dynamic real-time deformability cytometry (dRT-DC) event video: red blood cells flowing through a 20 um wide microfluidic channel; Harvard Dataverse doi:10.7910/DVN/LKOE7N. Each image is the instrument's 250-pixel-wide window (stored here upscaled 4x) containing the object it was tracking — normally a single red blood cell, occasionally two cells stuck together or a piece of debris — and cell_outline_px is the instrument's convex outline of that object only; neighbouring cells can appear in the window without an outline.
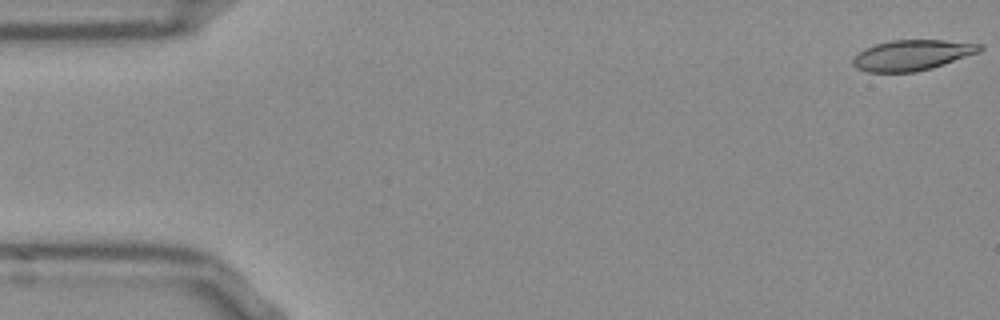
{"species": "Egyptian fruit bat (a non-hibernating species)", "species_latin": "Rousettus aegyptiacus", "temperature_condition": "room temperature", "stored_images_in_passage": 53, "camera_frame_rate_fps": 3000, "um_per_image_px": 0.085, "frame": {"image": 1, "passage_image": 1, "time_ms": 0.0, "image_size_px": [1000, 320], "cell_outline_px": [[984, 48], [980, 52], [932, 68], [916, 72], [864, 72], [856, 68], [852, 64], [852, 60], [864, 48], [876, 44], [892, 40], [944, 40], [984, 44]], "centroid_in_image_um": [77.55, 4.69], "position_along_channel_um": 7.4, "area_um2": 22.66}}
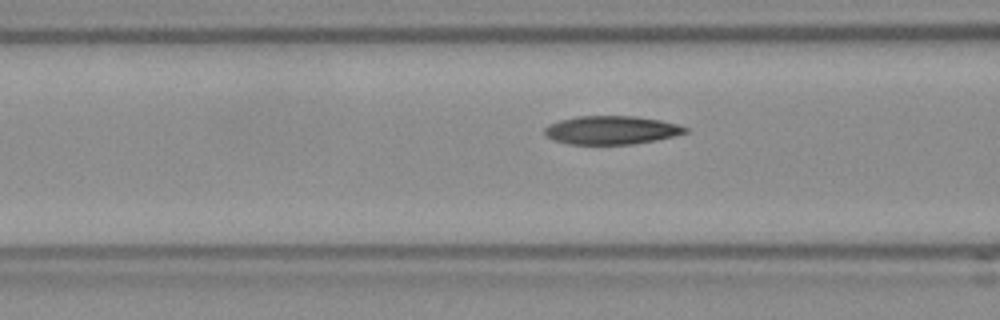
{"frame": {"image": 2, "passage_image": 20, "time_ms": 6.333, "image_size_px": [1000, 320], "cell_outline_px": [[688, 132], [656, 140], [632, 144], [568, 144], [552, 140], [544, 132], [544, 128], [548, 124], [560, 120], [576, 116], [632, 116], [660, 120], [676, 124], [688, 128]], "centroid_in_image_um": [51.93, 11.06], "position_along_channel_um": 114.7, "area_um2": 23.24}}
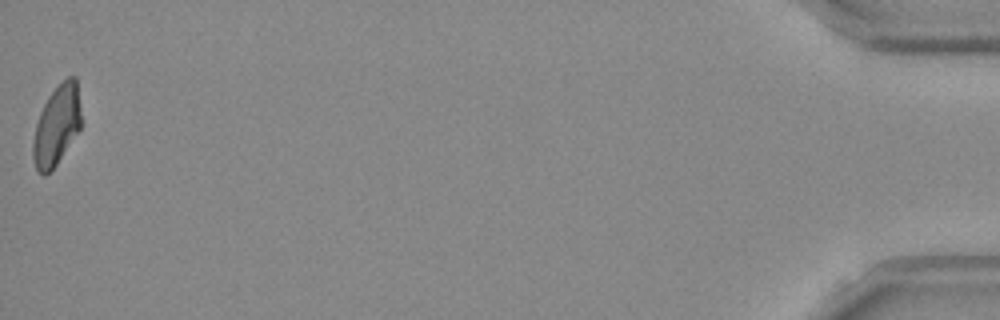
{"frame": {"image": 3, "passage_image": 53, "time_ms": 17.333, "image_size_px": [1000, 320], "cell_outline_px": [[84, 120], [80, 128], [56, 164], [44, 176], [36, 172], [32, 156], [32, 144], [36, 124], [40, 112], [48, 96], [68, 76], [76, 76]], "centroid_in_image_um": [4.84, 10.64], "position_along_channel_um": 430.4, "area_um2": 22.66}, "authors_computed_cell_mechanics": {"area_um2": 23.5246, "velocity_mm_per_s": 3.8029, "shape_relaxation_time_tau1_ms": 6.4568, "shape_relaxation_time_tau2_ms": 6.3009, "deformation_change_tau1": 0.1817, "deformation_change_tau2": 0.1023}}